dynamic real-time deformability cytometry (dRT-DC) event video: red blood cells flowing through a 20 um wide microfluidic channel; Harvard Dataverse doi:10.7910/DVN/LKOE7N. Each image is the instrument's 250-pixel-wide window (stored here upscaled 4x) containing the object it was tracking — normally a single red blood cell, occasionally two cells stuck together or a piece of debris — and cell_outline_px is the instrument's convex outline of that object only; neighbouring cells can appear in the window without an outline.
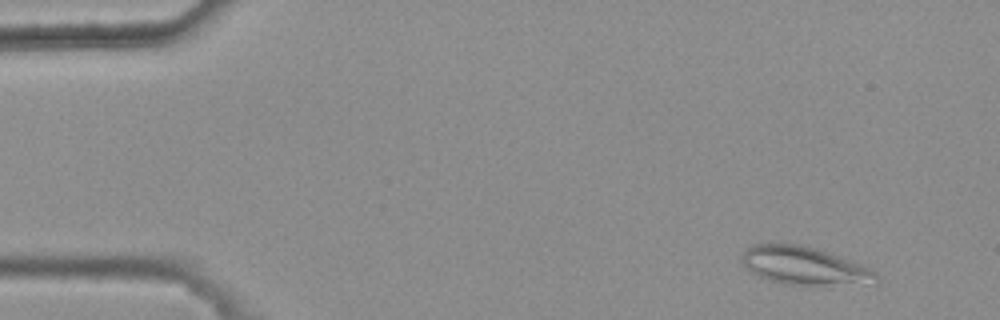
{"species": "common noctule bat (a hibernating species)", "species_latin": "Nyctalus noctula", "temperature_condition": "warm", "stored_images_in_passage": 45, "camera_frame_rate_fps": 3000, "um_per_image_px": 0.085, "animal": {"sex": "female", "body_mass_g": 25.1}, "frame": {"image": 1, "passage_image": 4, "time_ms": 1.0, "image_size_px": [1000, 320], "cell_outline_px": [[880, 284], [812, 288], [784, 284], [768, 280], [752, 272], [740, 260], [740, 256], [752, 244], [800, 244], [816, 248], [860, 264], [868, 268], [880, 276]], "centroid_in_image_um": [68.47, 22.67], "position_along_channel_um": 16.5, "area_um2": 30.87}}
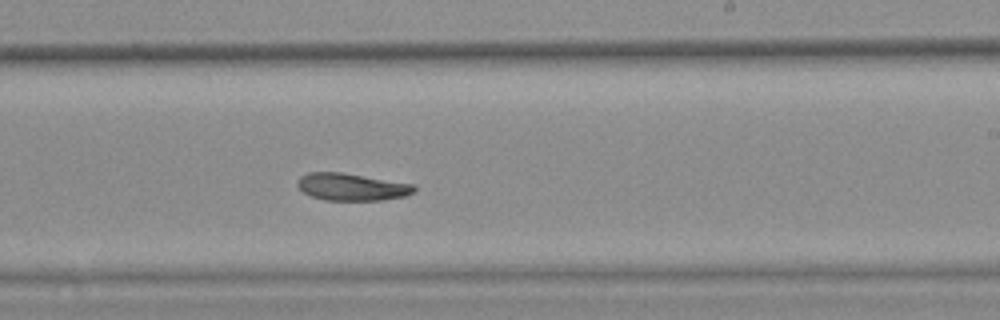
{"frame": {"image": 2, "passage_image": 32, "time_ms": 10.333, "image_size_px": [1000, 320], "cell_outline_px": [[416, 192], [404, 196], [380, 200], [324, 200], [312, 196], [304, 192], [296, 184], [296, 180], [300, 176], [308, 172], [340, 172], [416, 184]], "centroid_in_image_um": [29.91, 15.88], "position_along_channel_um": 259.1, "area_um2": 18.61}}
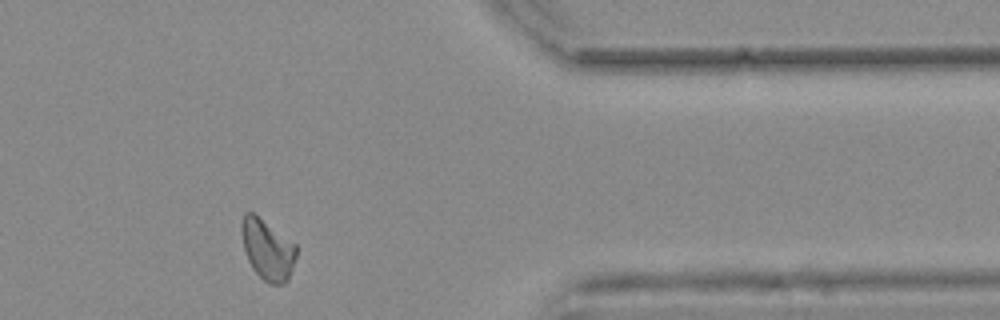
{"frame": {"image": 3, "passage_image": 44, "time_ms": 14.333, "image_size_px": [1000, 320], "cell_outline_px": [[296, 256], [288, 280], [284, 284], [272, 284], [264, 280], [252, 268], [248, 260], [244, 248], [240, 228], [240, 224], [244, 212], [252, 212], [296, 244]], "centroid_in_image_um": [22.72, 21.2], "position_along_channel_um": 388.7, "area_um2": 19.13}}